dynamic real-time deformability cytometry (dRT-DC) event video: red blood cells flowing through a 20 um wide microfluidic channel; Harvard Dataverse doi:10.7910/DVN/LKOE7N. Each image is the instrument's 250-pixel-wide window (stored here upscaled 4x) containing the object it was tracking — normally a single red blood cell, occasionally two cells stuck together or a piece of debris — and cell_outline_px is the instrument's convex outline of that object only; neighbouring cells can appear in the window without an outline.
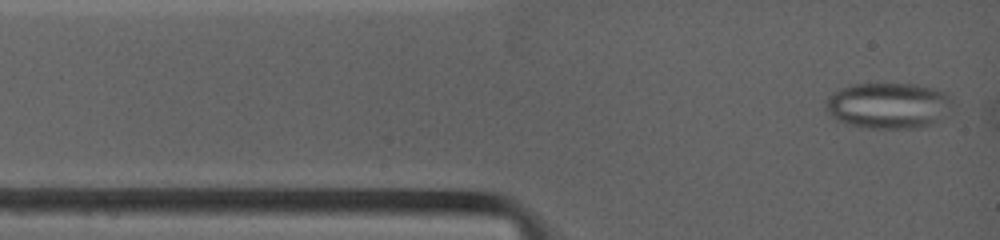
{"species": "common noctule bat (a hibernating species)", "species_latin": "Nyctalus noctula", "temperature_condition": "warm", "stored_images_in_passage": 4, "camera_frame_rate_fps": 4500, "um_per_image_px": 0.085, "animal": {"sex": "female", "body_mass_g": 19.0, "forearm_length_mm": 53.3}, "frame": {"image": 1, "passage_image": 1, "time_ms": 0.0, "image_size_px": [1000, 240], "cell_outline_px": [[952, 100], [944, 116], [940, 120], [920, 128], [868, 128], [844, 124], [836, 120], [824, 108], [824, 100], [836, 88], [848, 84], [916, 84], [932, 88], [944, 92]], "centroid_in_image_um": [75.41, 8.97], "position_along_channel_um": 9.6, "area_um2": 34.28}}